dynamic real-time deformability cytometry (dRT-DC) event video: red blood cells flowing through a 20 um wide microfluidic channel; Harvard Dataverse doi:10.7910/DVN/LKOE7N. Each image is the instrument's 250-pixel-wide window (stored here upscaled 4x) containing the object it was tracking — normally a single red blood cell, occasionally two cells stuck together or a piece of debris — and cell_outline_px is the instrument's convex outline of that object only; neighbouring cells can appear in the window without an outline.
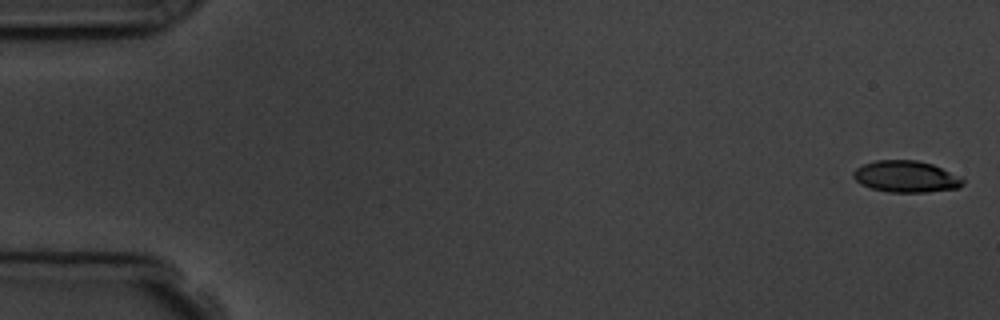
{"species": "common noctule bat (a hibernating species)", "species_latin": "Nyctalus noctula", "temperature_condition": "room temperature", "stored_images_in_passage": 5, "camera_frame_rate_fps": 3000, "um_per_image_px": 0.085, "animal": {"sex": "male", "body_mass_g": 19.5, "forearm_length_mm": 54.6}, "frame": {"image": 1, "passage_image": 1, "time_ms": 0.0, "image_size_px": [1000, 320], "cell_outline_px": [[964, 184], [960, 188], [924, 192], [888, 192], [872, 188], [860, 184], [852, 176], [852, 172], [856, 168], [864, 164], [876, 160], [916, 160], [932, 164], [964, 180]], "centroid_in_image_um": [76.97, 15.01], "position_along_channel_um": 8.0, "area_um2": 19.94}}
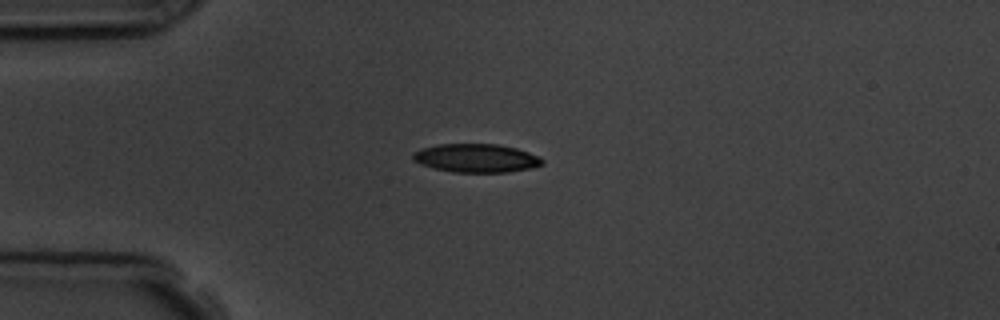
{"frame": {"image": 2, "passage_image": 4, "time_ms": 4.333, "image_size_px": [1000, 320], "cell_outline_px": [[544, 164], [528, 168], [508, 172], [452, 172], [432, 168], [420, 164], [412, 160], [412, 152], [420, 148], [436, 144], [500, 144], [516, 148], [540, 156], [544, 160]], "centroid_in_image_um": [40.43, 13.43], "position_along_channel_um": 44.6, "area_um2": 21.73}}